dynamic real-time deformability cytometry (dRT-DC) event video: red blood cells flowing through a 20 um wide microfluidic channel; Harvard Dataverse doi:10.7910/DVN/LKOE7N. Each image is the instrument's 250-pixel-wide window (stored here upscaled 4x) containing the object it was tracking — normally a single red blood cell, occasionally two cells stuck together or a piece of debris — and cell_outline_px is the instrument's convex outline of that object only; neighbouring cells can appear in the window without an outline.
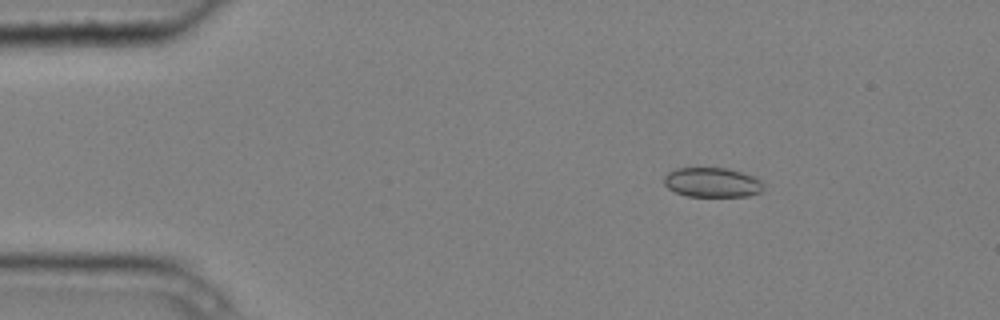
{"species": "common noctule bat (a hibernating species)", "species_latin": "Nyctalus noctula", "temperature_condition": "cold", "stored_images_in_passage": 6, "camera_frame_rate_fps": 3000, "um_per_image_px": 0.085, "animal": {"sex": "male", "body_mass_g": 20.4}, "frame": {"image": 1, "passage_image": 3, "time_ms": 0.667, "image_size_px": [1000, 320], "cell_outline_px": [[764, 188], [760, 192], [748, 196], [688, 196], [676, 192], [668, 188], [664, 184], [664, 176], [668, 172], [676, 168], [728, 168], [752, 176], [760, 180]], "centroid_in_image_um": [60.51, 15.5], "position_along_channel_um": 24.5, "area_um2": 17.05}}
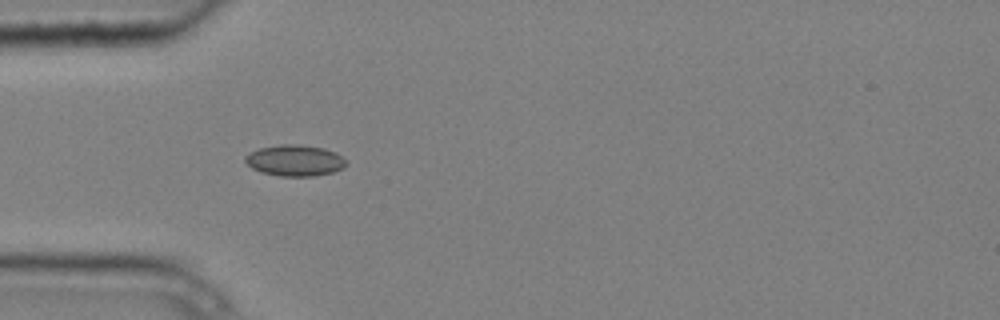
{"frame": {"image": 2, "passage_image": 5, "time_ms": 1.333, "image_size_px": [1000, 320], "cell_outline_px": [[348, 164], [344, 168], [332, 172], [312, 176], [280, 176], [260, 172], [252, 168], [244, 160], [244, 156], [248, 152], [260, 148], [280, 144], [300, 144], [324, 148], [336, 152], [348, 160]], "centroid_in_image_um": [25.08, 13.63], "position_along_channel_um": 59.9, "area_um2": 18.61}}
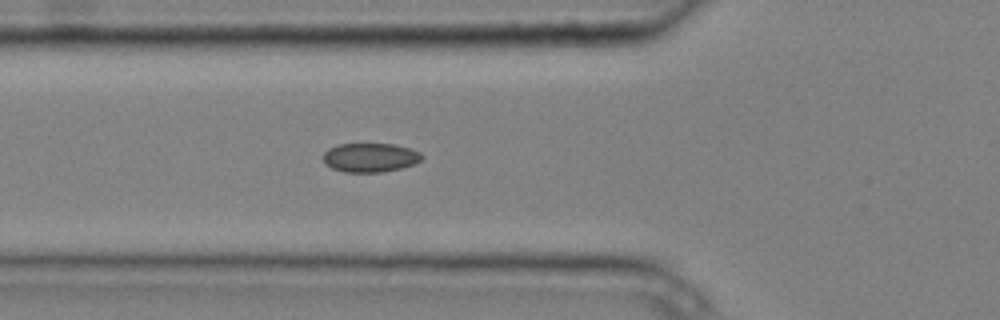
{"frame": {"image": 3, "passage_image": 6, "time_ms": 1.667, "image_size_px": [1000, 320], "cell_outline_px": [[424, 156], [416, 164], [400, 168], [380, 172], [344, 172], [332, 168], [324, 160], [324, 152], [328, 148], [336, 144], [396, 144], [420, 152]], "centroid_in_image_um": [31.48, 13.38], "position_along_channel_um": 94.3, "area_um2": 16.65}}